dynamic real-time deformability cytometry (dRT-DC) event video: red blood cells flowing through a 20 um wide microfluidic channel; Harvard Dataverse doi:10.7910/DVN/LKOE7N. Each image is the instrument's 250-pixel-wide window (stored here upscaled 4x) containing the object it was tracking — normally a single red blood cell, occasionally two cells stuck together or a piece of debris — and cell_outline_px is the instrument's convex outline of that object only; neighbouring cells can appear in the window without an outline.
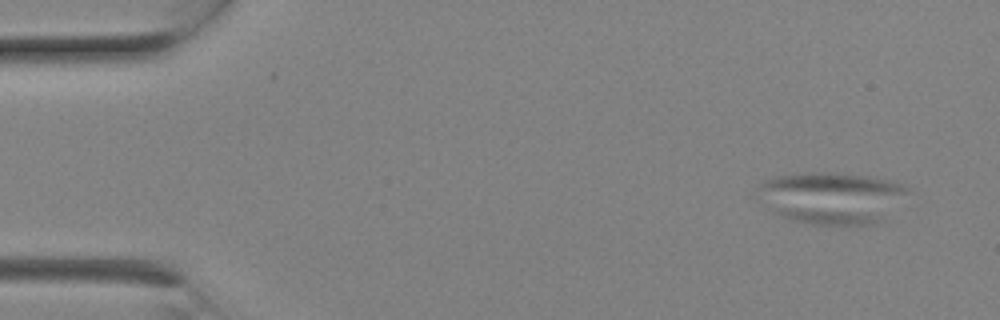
{"species": "Egyptian fruit bat (a non-hibernating species)", "species_latin": "Rousettus aegyptiacus", "temperature_condition": "room temperature", "stored_images_in_passage": 7, "camera_frame_rate_fps": 3000, "um_per_image_px": 0.085, "animal": {"sex": "female"}, "frame": {"image": 1, "passage_image": 2, "time_ms": 0.333, "image_size_px": [1000, 320], "cell_outline_px": [[912, 192], [876, 224], [812, 224], [792, 220], [780, 216], [776, 212], [756, 188], [764, 180], [776, 176], [808, 172], [836, 172], [868, 176], [892, 180], [904, 184], [912, 188]], "centroid_in_image_um": [70.8, 16.78], "position_along_channel_um": 14.2, "area_um2": 45.03}}
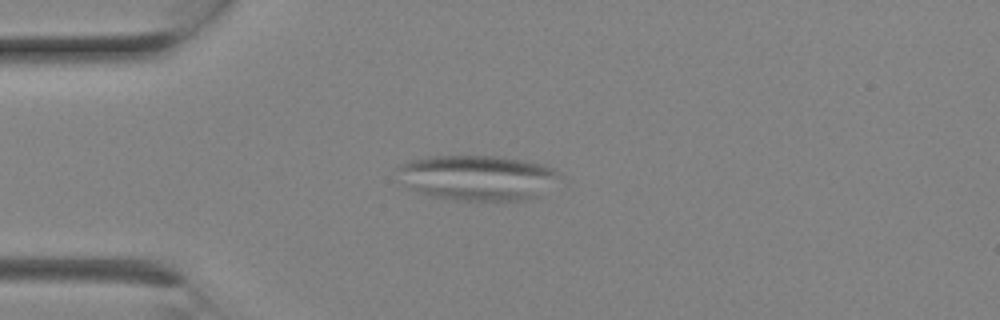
{"frame": {"image": 2, "passage_image": 6, "time_ms": 1.667, "image_size_px": [1000, 320], "cell_outline_px": [[560, 176], [532, 200], [504, 204], [456, 200], [432, 196], [396, 184], [396, 164], [404, 160], [428, 156], [496, 156], [544, 164], [560, 172]], "centroid_in_image_um": [40.46, 15.14], "position_along_channel_um": 44.5, "area_um2": 44.39}}